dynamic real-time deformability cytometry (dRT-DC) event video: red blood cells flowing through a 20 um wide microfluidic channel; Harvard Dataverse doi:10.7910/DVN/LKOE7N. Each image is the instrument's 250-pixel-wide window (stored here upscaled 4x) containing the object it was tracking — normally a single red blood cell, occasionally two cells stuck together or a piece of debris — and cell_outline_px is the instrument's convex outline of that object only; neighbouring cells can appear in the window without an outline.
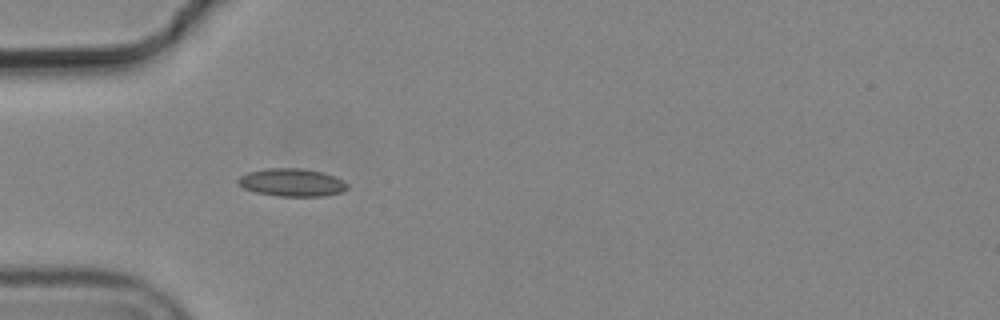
{"species": "common noctule bat (a hibernating species)", "species_latin": "Nyctalus noctula", "temperature_condition": "cold", "stored_images_in_passage": 4, "camera_frame_rate_fps": 3000, "um_per_image_px": 0.085, "animal": {"sex": "male", "body_mass_g": 19.2, "forearm_length_mm": 51.8}, "frame": {"image": 1, "passage_image": 4, "time_ms": 1.0, "image_size_px": [1000, 320], "cell_outline_px": [[348, 188], [340, 192], [324, 196], [280, 196], [256, 192], [244, 188], [236, 180], [240, 176], [248, 172], [264, 168], [300, 168], [324, 172], [348, 184]], "centroid_in_image_um": [24.79, 15.5], "position_along_channel_um": 60.2, "area_um2": 17.57}}